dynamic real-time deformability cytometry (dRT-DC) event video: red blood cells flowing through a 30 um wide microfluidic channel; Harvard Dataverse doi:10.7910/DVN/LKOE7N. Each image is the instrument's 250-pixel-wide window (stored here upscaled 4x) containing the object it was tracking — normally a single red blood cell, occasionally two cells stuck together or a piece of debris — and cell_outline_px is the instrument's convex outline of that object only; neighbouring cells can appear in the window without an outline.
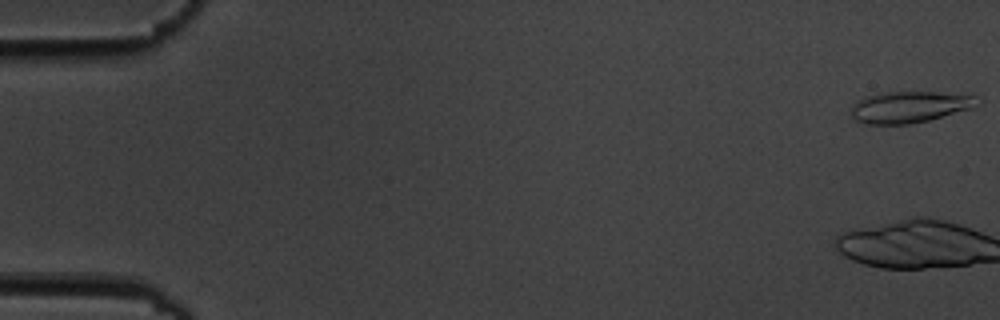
{"species": "common noctule bat (a hibernating species)", "species_latin": "Nyctalus noctula", "temperature_condition": "cold", "stored_images_in_passage": 6, "camera_frame_rate_fps": 3000, "um_per_image_px": 0.085, "animal": {"sex": "male", "body_mass_g": 19.5, "forearm_length_mm": 54.6}, "frame": {"image": 1, "passage_image": 1, "time_ms": 0.0, "image_size_px": [1000, 320], "cell_outline_px": [[980, 100], [972, 108], [928, 120], [908, 124], [864, 124], [856, 120], [852, 116], [852, 104], [864, 96], [876, 92], [972, 92]], "centroid_in_image_um": [77.35, 9.06], "position_along_channel_um": 7.6, "area_um2": 23.58}}